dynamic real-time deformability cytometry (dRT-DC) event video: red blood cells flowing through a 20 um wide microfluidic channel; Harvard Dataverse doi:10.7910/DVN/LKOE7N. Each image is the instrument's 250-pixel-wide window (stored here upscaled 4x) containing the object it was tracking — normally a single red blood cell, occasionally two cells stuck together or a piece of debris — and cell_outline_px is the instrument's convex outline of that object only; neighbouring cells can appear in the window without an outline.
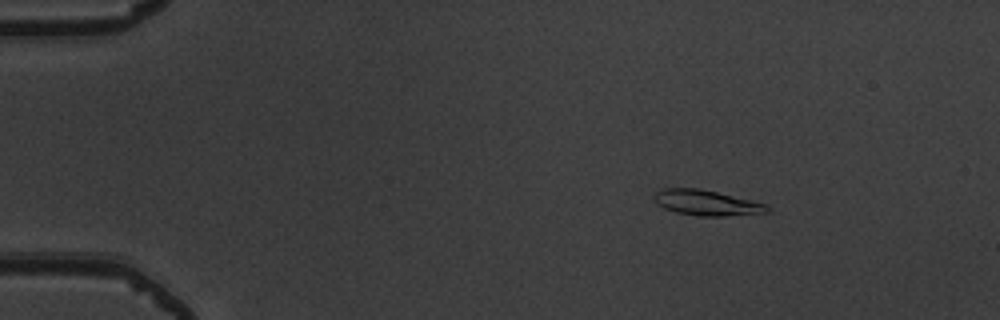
{"species": "common noctule bat (a hibernating species)", "species_latin": "Nyctalus noctula", "temperature_condition": "warm", "stored_images_in_passage": 52, "camera_frame_rate_fps": 3000, "um_per_image_px": 0.085, "animal": {"sex": "male", "body_mass_g": 19.5, "forearm_length_mm": 54.6}, "frame": {"image": 1, "passage_image": 8, "time_ms": 2.333, "image_size_px": [1000, 320], "cell_outline_px": [[772, 208], [768, 212], [724, 216], [700, 216], [676, 212], [664, 208], [656, 204], [652, 200], [652, 196], [660, 188], [700, 188], [752, 200], [764, 204]], "centroid_in_image_um": [60.0, 17.22], "position_along_channel_um": 25.0, "area_um2": 16.88}}
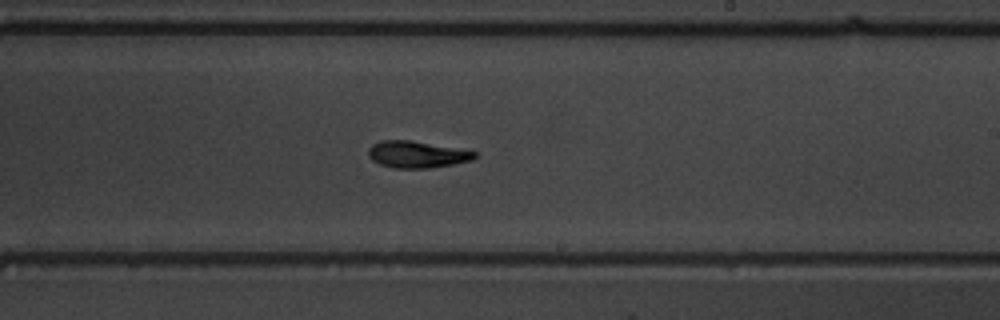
{"frame": {"image": 2, "passage_image": 32, "time_ms": 10.333, "image_size_px": [1000, 320], "cell_outline_px": [[476, 156], [472, 160], [452, 164], [428, 168], [392, 168], [380, 164], [372, 160], [368, 156], [368, 148], [372, 144], [380, 140], [412, 140], [476, 152]], "centroid_in_image_um": [35.37, 13.12], "position_along_channel_um": 253.6, "area_um2": 16.47}}
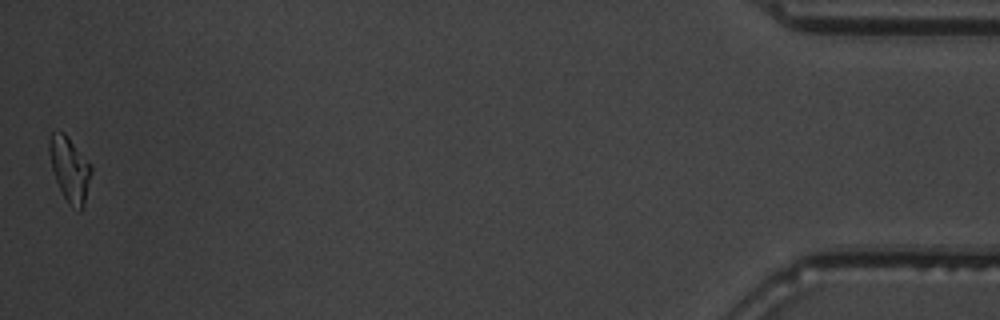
{"frame": {"image": 3, "passage_image": 52, "time_ms": 17.0, "image_size_px": [1000, 320], "cell_outline_px": [[92, 172], [84, 204], [80, 212], [68, 204], [56, 180], [52, 168], [48, 152], [48, 140], [52, 132], [64, 132], [68, 136], [92, 164]], "centroid_in_image_um": [5.93, 14.36], "position_along_channel_um": 429.3, "area_um2": 15.95}, "authors_computed_cell_mechanics": {"area_um2": 16.2996, "velocity_mm_per_s": 3.927, "shape_relaxation_time_tau1_ms": 3.5538, "shape_relaxation_time_tau2_ms": 2.5465, "deformation_change_tau1": 0.1759, "deformation_change_tau2": 0.1069}}